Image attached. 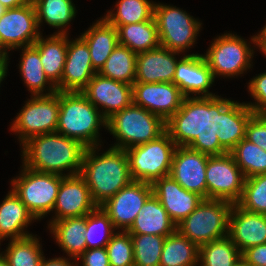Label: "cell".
Here are the masks:
<instances>
[{
  "mask_svg": "<svg viewBox=\"0 0 266 266\" xmlns=\"http://www.w3.org/2000/svg\"><path fill=\"white\" fill-rule=\"evenodd\" d=\"M97 207L84 178L80 174L70 176L65 174L53 208L56 216L52 221L86 216Z\"/></svg>",
  "mask_w": 266,
  "mask_h": 266,
  "instance_id": "cell-19",
  "label": "cell"
},
{
  "mask_svg": "<svg viewBox=\"0 0 266 266\" xmlns=\"http://www.w3.org/2000/svg\"><path fill=\"white\" fill-rule=\"evenodd\" d=\"M241 256L253 266H266V243L247 248Z\"/></svg>",
  "mask_w": 266,
  "mask_h": 266,
  "instance_id": "cell-44",
  "label": "cell"
},
{
  "mask_svg": "<svg viewBox=\"0 0 266 266\" xmlns=\"http://www.w3.org/2000/svg\"><path fill=\"white\" fill-rule=\"evenodd\" d=\"M31 0H0V3L5 6L6 8H17L21 7L27 3H29Z\"/></svg>",
  "mask_w": 266,
  "mask_h": 266,
  "instance_id": "cell-48",
  "label": "cell"
},
{
  "mask_svg": "<svg viewBox=\"0 0 266 266\" xmlns=\"http://www.w3.org/2000/svg\"><path fill=\"white\" fill-rule=\"evenodd\" d=\"M81 37L88 45L93 68L99 72L118 45L117 28L102 18L97 20Z\"/></svg>",
  "mask_w": 266,
  "mask_h": 266,
  "instance_id": "cell-27",
  "label": "cell"
},
{
  "mask_svg": "<svg viewBox=\"0 0 266 266\" xmlns=\"http://www.w3.org/2000/svg\"><path fill=\"white\" fill-rule=\"evenodd\" d=\"M137 53L117 45L98 72L101 76L132 85L136 77Z\"/></svg>",
  "mask_w": 266,
  "mask_h": 266,
  "instance_id": "cell-33",
  "label": "cell"
},
{
  "mask_svg": "<svg viewBox=\"0 0 266 266\" xmlns=\"http://www.w3.org/2000/svg\"><path fill=\"white\" fill-rule=\"evenodd\" d=\"M132 97L134 105L159 116L171 127H180L194 132L208 123V120L174 83L134 82Z\"/></svg>",
  "mask_w": 266,
  "mask_h": 266,
  "instance_id": "cell-1",
  "label": "cell"
},
{
  "mask_svg": "<svg viewBox=\"0 0 266 266\" xmlns=\"http://www.w3.org/2000/svg\"><path fill=\"white\" fill-rule=\"evenodd\" d=\"M22 145L23 166L37 172L59 175L69 169L67 176L80 174L87 149L81 142L58 132L34 136Z\"/></svg>",
  "mask_w": 266,
  "mask_h": 266,
  "instance_id": "cell-3",
  "label": "cell"
},
{
  "mask_svg": "<svg viewBox=\"0 0 266 266\" xmlns=\"http://www.w3.org/2000/svg\"><path fill=\"white\" fill-rule=\"evenodd\" d=\"M237 204L244 210L266 214V174L245 178L243 194Z\"/></svg>",
  "mask_w": 266,
  "mask_h": 266,
  "instance_id": "cell-40",
  "label": "cell"
},
{
  "mask_svg": "<svg viewBox=\"0 0 266 266\" xmlns=\"http://www.w3.org/2000/svg\"><path fill=\"white\" fill-rule=\"evenodd\" d=\"M154 4L148 0H120L116 14L109 11L104 18L114 27L140 23L154 16Z\"/></svg>",
  "mask_w": 266,
  "mask_h": 266,
  "instance_id": "cell-36",
  "label": "cell"
},
{
  "mask_svg": "<svg viewBox=\"0 0 266 266\" xmlns=\"http://www.w3.org/2000/svg\"><path fill=\"white\" fill-rule=\"evenodd\" d=\"M233 204L224 200L203 199L176 229L198 247L228 236L229 214Z\"/></svg>",
  "mask_w": 266,
  "mask_h": 266,
  "instance_id": "cell-9",
  "label": "cell"
},
{
  "mask_svg": "<svg viewBox=\"0 0 266 266\" xmlns=\"http://www.w3.org/2000/svg\"><path fill=\"white\" fill-rule=\"evenodd\" d=\"M130 237L133 244L134 266H160L166 237L149 234H130Z\"/></svg>",
  "mask_w": 266,
  "mask_h": 266,
  "instance_id": "cell-38",
  "label": "cell"
},
{
  "mask_svg": "<svg viewBox=\"0 0 266 266\" xmlns=\"http://www.w3.org/2000/svg\"><path fill=\"white\" fill-rule=\"evenodd\" d=\"M245 178L266 174V151L245 139L222 115L208 119Z\"/></svg>",
  "mask_w": 266,
  "mask_h": 266,
  "instance_id": "cell-13",
  "label": "cell"
},
{
  "mask_svg": "<svg viewBox=\"0 0 266 266\" xmlns=\"http://www.w3.org/2000/svg\"><path fill=\"white\" fill-rule=\"evenodd\" d=\"M60 109V91L33 96L14 120L11 131L19 133L21 144L38 135L56 132Z\"/></svg>",
  "mask_w": 266,
  "mask_h": 266,
  "instance_id": "cell-12",
  "label": "cell"
},
{
  "mask_svg": "<svg viewBox=\"0 0 266 266\" xmlns=\"http://www.w3.org/2000/svg\"><path fill=\"white\" fill-rule=\"evenodd\" d=\"M114 230L115 227L113 222L101 207H97L95 210L87 214L86 231L84 232L86 250L106 247L112 236L115 234L113 232ZM100 233H103L104 238ZM99 235L102 237L100 238L101 240L97 239Z\"/></svg>",
  "mask_w": 266,
  "mask_h": 266,
  "instance_id": "cell-39",
  "label": "cell"
},
{
  "mask_svg": "<svg viewBox=\"0 0 266 266\" xmlns=\"http://www.w3.org/2000/svg\"><path fill=\"white\" fill-rule=\"evenodd\" d=\"M96 73L86 41L81 36L72 42L68 40L65 65L57 91L81 92Z\"/></svg>",
  "mask_w": 266,
  "mask_h": 266,
  "instance_id": "cell-20",
  "label": "cell"
},
{
  "mask_svg": "<svg viewBox=\"0 0 266 266\" xmlns=\"http://www.w3.org/2000/svg\"><path fill=\"white\" fill-rule=\"evenodd\" d=\"M220 145L218 134L208 123L200 130L190 132L177 145L170 176L187 191L207 199L206 164Z\"/></svg>",
  "mask_w": 266,
  "mask_h": 266,
  "instance_id": "cell-2",
  "label": "cell"
},
{
  "mask_svg": "<svg viewBox=\"0 0 266 266\" xmlns=\"http://www.w3.org/2000/svg\"><path fill=\"white\" fill-rule=\"evenodd\" d=\"M0 266H9L7 260L4 258L2 254H0Z\"/></svg>",
  "mask_w": 266,
  "mask_h": 266,
  "instance_id": "cell-50",
  "label": "cell"
},
{
  "mask_svg": "<svg viewBox=\"0 0 266 266\" xmlns=\"http://www.w3.org/2000/svg\"><path fill=\"white\" fill-rule=\"evenodd\" d=\"M199 247L177 229L166 237L161 253L160 266H196Z\"/></svg>",
  "mask_w": 266,
  "mask_h": 266,
  "instance_id": "cell-31",
  "label": "cell"
},
{
  "mask_svg": "<svg viewBox=\"0 0 266 266\" xmlns=\"http://www.w3.org/2000/svg\"><path fill=\"white\" fill-rule=\"evenodd\" d=\"M171 126L159 116L133 103L107 120V127L119 143L114 148L127 150L159 138Z\"/></svg>",
  "mask_w": 266,
  "mask_h": 266,
  "instance_id": "cell-8",
  "label": "cell"
},
{
  "mask_svg": "<svg viewBox=\"0 0 266 266\" xmlns=\"http://www.w3.org/2000/svg\"><path fill=\"white\" fill-rule=\"evenodd\" d=\"M152 194V184L132 180L100 207L116 229L122 228V231H128L138 212Z\"/></svg>",
  "mask_w": 266,
  "mask_h": 266,
  "instance_id": "cell-17",
  "label": "cell"
},
{
  "mask_svg": "<svg viewBox=\"0 0 266 266\" xmlns=\"http://www.w3.org/2000/svg\"><path fill=\"white\" fill-rule=\"evenodd\" d=\"M248 87L257 103L245 104L232 101L233 104L248 113H263L266 110V72L253 78Z\"/></svg>",
  "mask_w": 266,
  "mask_h": 266,
  "instance_id": "cell-42",
  "label": "cell"
},
{
  "mask_svg": "<svg viewBox=\"0 0 266 266\" xmlns=\"http://www.w3.org/2000/svg\"><path fill=\"white\" fill-rule=\"evenodd\" d=\"M189 133L187 129L170 127L159 138L125 150L131 179L153 184L169 176L177 145Z\"/></svg>",
  "mask_w": 266,
  "mask_h": 266,
  "instance_id": "cell-5",
  "label": "cell"
},
{
  "mask_svg": "<svg viewBox=\"0 0 266 266\" xmlns=\"http://www.w3.org/2000/svg\"><path fill=\"white\" fill-rule=\"evenodd\" d=\"M87 148L80 175L84 178L95 204L100 207L131 181L129 161L125 150L111 147L102 155Z\"/></svg>",
  "mask_w": 266,
  "mask_h": 266,
  "instance_id": "cell-4",
  "label": "cell"
},
{
  "mask_svg": "<svg viewBox=\"0 0 266 266\" xmlns=\"http://www.w3.org/2000/svg\"><path fill=\"white\" fill-rule=\"evenodd\" d=\"M33 219L35 220L34 216L12 189L0 205V240L30 236L31 234L24 232V227Z\"/></svg>",
  "mask_w": 266,
  "mask_h": 266,
  "instance_id": "cell-26",
  "label": "cell"
},
{
  "mask_svg": "<svg viewBox=\"0 0 266 266\" xmlns=\"http://www.w3.org/2000/svg\"><path fill=\"white\" fill-rule=\"evenodd\" d=\"M38 27L43 20L55 28L65 27L76 14L72 0H31Z\"/></svg>",
  "mask_w": 266,
  "mask_h": 266,
  "instance_id": "cell-35",
  "label": "cell"
},
{
  "mask_svg": "<svg viewBox=\"0 0 266 266\" xmlns=\"http://www.w3.org/2000/svg\"><path fill=\"white\" fill-rule=\"evenodd\" d=\"M65 30L46 39L40 35L33 44L39 51L46 77L55 87L60 84L66 60L68 39L67 29Z\"/></svg>",
  "mask_w": 266,
  "mask_h": 266,
  "instance_id": "cell-24",
  "label": "cell"
},
{
  "mask_svg": "<svg viewBox=\"0 0 266 266\" xmlns=\"http://www.w3.org/2000/svg\"><path fill=\"white\" fill-rule=\"evenodd\" d=\"M152 187L153 194L176 225L188 217L204 199L199 194L184 189L170 175L157 179Z\"/></svg>",
  "mask_w": 266,
  "mask_h": 266,
  "instance_id": "cell-21",
  "label": "cell"
},
{
  "mask_svg": "<svg viewBox=\"0 0 266 266\" xmlns=\"http://www.w3.org/2000/svg\"><path fill=\"white\" fill-rule=\"evenodd\" d=\"M213 82L212 71L203 55H185L177 62L173 83L207 120L222 115L232 103L208 92ZM190 93L202 96L189 97Z\"/></svg>",
  "mask_w": 266,
  "mask_h": 266,
  "instance_id": "cell-6",
  "label": "cell"
},
{
  "mask_svg": "<svg viewBox=\"0 0 266 266\" xmlns=\"http://www.w3.org/2000/svg\"><path fill=\"white\" fill-rule=\"evenodd\" d=\"M7 51L0 45V74L5 78L7 71Z\"/></svg>",
  "mask_w": 266,
  "mask_h": 266,
  "instance_id": "cell-47",
  "label": "cell"
},
{
  "mask_svg": "<svg viewBox=\"0 0 266 266\" xmlns=\"http://www.w3.org/2000/svg\"><path fill=\"white\" fill-rule=\"evenodd\" d=\"M228 236L241 253L249 247L266 243V214L250 212L233 204Z\"/></svg>",
  "mask_w": 266,
  "mask_h": 266,
  "instance_id": "cell-22",
  "label": "cell"
},
{
  "mask_svg": "<svg viewBox=\"0 0 266 266\" xmlns=\"http://www.w3.org/2000/svg\"><path fill=\"white\" fill-rule=\"evenodd\" d=\"M77 263H74L72 262V264L70 263V261L67 260V258H54V259H51V260H45V258L43 257L42 258V263H41V266H78V264L76 265Z\"/></svg>",
  "mask_w": 266,
  "mask_h": 266,
  "instance_id": "cell-45",
  "label": "cell"
},
{
  "mask_svg": "<svg viewBox=\"0 0 266 266\" xmlns=\"http://www.w3.org/2000/svg\"><path fill=\"white\" fill-rule=\"evenodd\" d=\"M179 52L159 46L152 50L137 53L135 82L173 83L177 60L174 55Z\"/></svg>",
  "mask_w": 266,
  "mask_h": 266,
  "instance_id": "cell-23",
  "label": "cell"
},
{
  "mask_svg": "<svg viewBox=\"0 0 266 266\" xmlns=\"http://www.w3.org/2000/svg\"><path fill=\"white\" fill-rule=\"evenodd\" d=\"M100 125L107 120L81 92H61L56 132L81 142L85 147L98 146Z\"/></svg>",
  "mask_w": 266,
  "mask_h": 266,
  "instance_id": "cell-7",
  "label": "cell"
},
{
  "mask_svg": "<svg viewBox=\"0 0 266 266\" xmlns=\"http://www.w3.org/2000/svg\"><path fill=\"white\" fill-rule=\"evenodd\" d=\"M253 53L245 40L230 33L215 39L203 57L215 79L216 75L230 77L244 73L250 68Z\"/></svg>",
  "mask_w": 266,
  "mask_h": 266,
  "instance_id": "cell-15",
  "label": "cell"
},
{
  "mask_svg": "<svg viewBox=\"0 0 266 266\" xmlns=\"http://www.w3.org/2000/svg\"><path fill=\"white\" fill-rule=\"evenodd\" d=\"M245 177L232 155L221 144L206 164L207 199L237 204L242 197Z\"/></svg>",
  "mask_w": 266,
  "mask_h": 266,
  "instance_id": "cell-11",
  "label": "cell"
},
{
  "mask_svg": "<svg viewBox=\"0 0 266 266\" xmlns=\"http://www.w3.org/2000/svg\"><path fill=\"white\" fill-rule=\"evenodd\" d=\"M4 79V77L0 74V83Z\"/></svg>",
  "mask_w": 266,
  "mask_h": 266,
  "instance_id": "cell-52",
  "label": "cell"
},
{
  "mask_svg": "<svg viewBox=\"0 0 266 266\" xmlns=\"http://www.w3.org/2000/svg\"><path fill=\"white\" fill-rule=\"evenodd\" d=\"M40 35L32 1L7 9L0 17V45L5 50L32 46Z\"/></svg>",
  "mask_w": 266,
  "mask_h": 266,
  "instance_id": "cell-16",
  "label": "cell"
},
{
  "mask_svg": "<svg viewBox=\"0 0 266 266\" xmlns=\"http://www.w3.org/2000/svg\"><path fill=\"white\" fill-rule=\"evenodd\" d=\"M233 266H253L248 263L242 256L235 262Z\"/></svg>",
  "mask_w": 266,
  "mask_h": 266,
  "instance_id": "cell-49",
  "label": "cell"
},
{
  "mask_svg": "<svg viewBox=\"0 0 266 266\" xmlns=\"http://www.w3.org/2000/svg\"><path fill=\"white\" fill-rule=\"evenodd\" d=\"M4 258L9 266H41L43 254L39 240L33 235L10 240Z\"/></svg>",
  "mask_w": 266,
  "mask_h": 266,
  "instance_id": "cell-37",
  "label": "cell"
},
{
  "mask_svg": "<svg viewBox=\"0 0 266 266\" xmlns=\"http://www.w3.org/2000/svg\"><path fill=\"white\" fill-rule=\"evenodd\" d=\"M253 43L259 46L261 51L266 55V26H264L263 30H261L258 36H254L251 38Z\"/></svg>",
  "mask_w": 266,
  "mask_h": 266,
  "instance_id": "cell-46",
  "label": "cell"
},
{
  "mask_svg": "<svg viewBox=\"0 0 266 266\" xmlns=\"http://www.w3.org/2000/svg\"><path fill=\"white\" fill-rule=\"evenodd\" d=\"M222 116L245 139L266 151V116L263 113H248L232 102Z\"/></svg>",
  "mask_w": 266,
  "mask_h": 266,
  "instance_id": "cell-29",
  "label": "cell"
},
{
  "mask_svg": "<svg viewBox=\"0 0 266 266\" xmlns=\"http://www.w3.org/2000/svg\"><path fill=\"white\" fill-rule=\"evenodd\" d=\"M82 258L83 266H110L105 247L85 250L78 259Z\"/></svg>",
  "mask_w": 266,
  "mask_h": 266,
  "instance_id": "cell-43",
  "label": "cell"
},
{
  "mask_svg": "<svg viewBox=\"0 0 266 266\" xmlns=\"http://www.w3.org/2000/svg\"><path fill=\"white\" fill-rule=\"evenodd\" d=\"M175 230L176 224L170 219L158 198L152 194L138 212L128 232L167 237Z\"/></svg>",
  "mask_w": 266,
  "mask_h": 266,
  "instance_id": "cell-25",
  "label": "cell"
},
{
  "mask_svg": "<svg viewBox=\"0 0 266 266\" xmlns=\"http://www.w3.org/2000/svg\"><path fill=\"white\" fill-rule=\"evenodd\" d=\"M105 248L110 266H134L133 244L128 231L116 232Z\"/></svg>",
  "mask_w": 266,
  "mask_h": 266,
  "instance_id": "cell-41",
  "label": "cell"
},
{
  "mask_svg": "<svg viewBox=\"0 0 266 266\" xmlns=\"http://www.w3.org/2000/svg\"><path fill=\"white\" fill-rule=\"evenodd\" d=\"M49 228L59 246L75 260L86 250V216L51 221Z\"/></svg>",
  "mask_w": 266,
  "mask_h": 266,
  "instance_id": "cell-28",
  "label": "cell"
},
{
  "mask_svg": "<svg viewBox=\"0 0 266 266\" xmlns=\"http://www.w3.org/2000/svg\"><path fill=\"white\" fill-rule=\"evenodd\" d=\"M241 252L229 236L211 241L199 247L201 266H233Z\"/></svg>",
  "mask_w": 266,
  "mask_h": 266,
  "instance_id": "cell-34",
  "label": "cell"
},
{
  "mask_svg": "<svg viewBox=\"0 0 266 266\" xmlns=\"http://www.w3.org/2000/svg\"><path fill=\"white\" fill-rule=\"evenodd\" d=\"M22 60L19 68L21 75L23 76L24 83L32 92L33 96L37 95H51L57 92L56 87L46 77L39 51L32 45L23 48ZM49 85V93H42L44 91L45 84Z\"/></svg>",
  "mask_w": 266,
  "mask_h": 266,
  "instance_id": "cell-32",
  "label": "cell"
},
{
  "mask_svg": "<svg viewBox=\"0 0 266 266\" xmlns=\"http://www.w3.org/2000/svg\"><path fill=\"white\" fill-rule=\"evenodd\" d=\"M8 8L0 3V17L7 11Z\"/></svg>",
  "mask_w": 266,
  "mask_h": 266,
  "instance_id": "cell-51",
  "label": "cell"
},
{
  "mask_svg": "<svg viewBox=\"0 0 266 266\" xmlns=\"http://www.w3.org/2000/svg\"><path fill=\"white\" fill-rule=\"evenodd\" d=\"M81 93L96 107L106 110L100 112L108 120L115 113L133 103L132 85L101 76L96 73Z\"/></svg>",
  "mask_w": 266,
  "mask_h": 266,
  "instance_id": "cell-18",
  "label": "cell"
},
{
  "mask_svg": "<svg viewBox=\"0 0 266 266\" xmlns=\"http://www.w3.org/2000/svg\"><path fill=\"white\" fill-rule=\"evenodd\" d=\"M21 176L13 179V191L35 219L53 211L64 175L42 173L24 166Z\"/></svg>",
  "mask_w": 266,
  "mask_h": 266,
  "instance_id": "cell-10",
  "label": "cell"
},
{
  "mask_svg": "<svg viewBox=\"0 0 266 266\" xmlns=\"http://www.w3.org/2000/svg\"><path fill=\"white\" fill-rule=\"evenodd\" d=\"M160 46L176 52H184L193 46L201 23L179 8L154 4Z\"/></svg>",
  "mask_w": 266,
  "mask_h": 266,
  "instance_id": "cell-14",
  "label": "cell"
},
{
  "mask_svg": "<svg viewBox=\"0 0 266 266\" xmlns=\"http://www.w3.org/2000/svg\"><path fill=\"white\" fill-rule=\"evenodd\" d=\"M118 44L135 53L152 50L160 46L154 16L147 21L117 27Z\"/></svg>",
  "mask_w": 266,
  "mask_h": 266,
  "instance_id": "cell-30",
  "label": "cell"
}]
</instances>
